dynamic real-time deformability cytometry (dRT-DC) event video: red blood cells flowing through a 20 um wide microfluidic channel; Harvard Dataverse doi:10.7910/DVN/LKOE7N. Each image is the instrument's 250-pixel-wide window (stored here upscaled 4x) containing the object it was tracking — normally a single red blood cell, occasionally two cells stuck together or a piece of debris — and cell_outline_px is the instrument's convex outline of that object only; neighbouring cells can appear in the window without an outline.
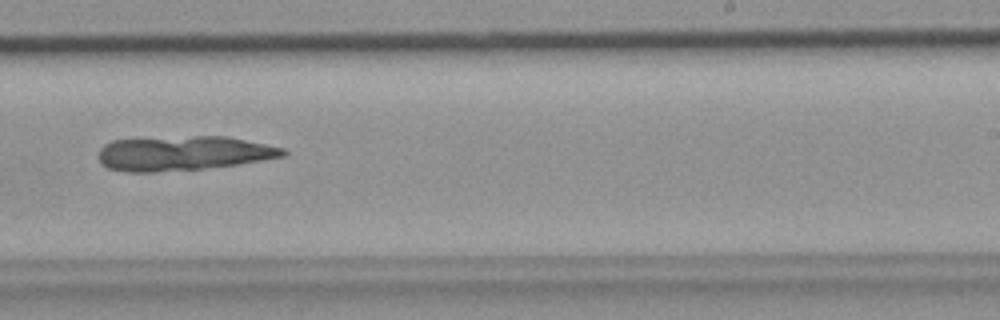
{"species": "common noctule bat (a hibernating species)", "species_latin": "Nyctalus noctula", "temperature_condition": "room temperature", "stored_images_in_passage": 48, "camera_frame_rate_fps": 3000, "um_per_image_px": 0.085, "animal": {"sex": "female", "body_mass_g": 19.9}, "frame": {"image": 1, "passage_image": 30, "time_ms": 9.667, "image_size_px": [1000, 320], "cell_outline_px": [[288, 152], [284, 156], [236, 164], [200, 168], [156, 172], [128, 172], [108, 168], [100, 164], [100, 148], [104, 144], [112, 140], [196, 136], [224, 136], [284, 148]], "centroid_in_image_um": [15.53, 13.03], "position_along_channel_um": 273.5, "area_um2": 36.53}}
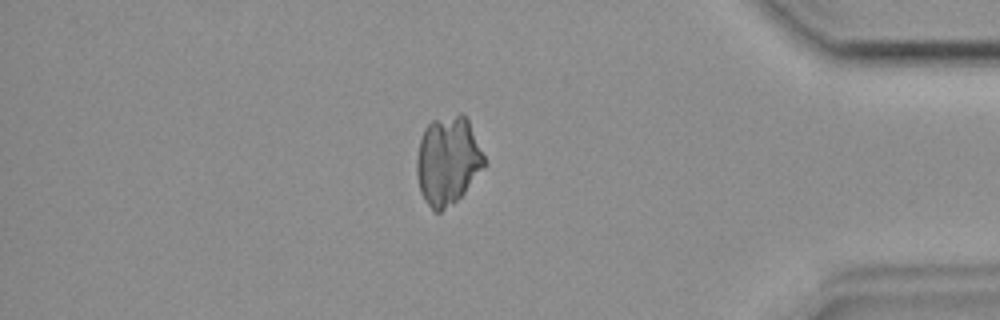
{"frame": {"image": 2, "passage_image": 41, "time_ms": 13.333, "image_size_px": [1000, 320], "cell_outline_px": [[488, 164], [464, 192], [452, 204], [440, 212], [432, 212], [424, 200], [420, 192], [416, 172], [416, 156], [420, 140], [424, 128], [432, 120], [460, 112], [468, 120]], "centroid_in_image_um": [38.05, 13.66], "position_along_channel_um": 397.1, "area_um2": 35.14}}
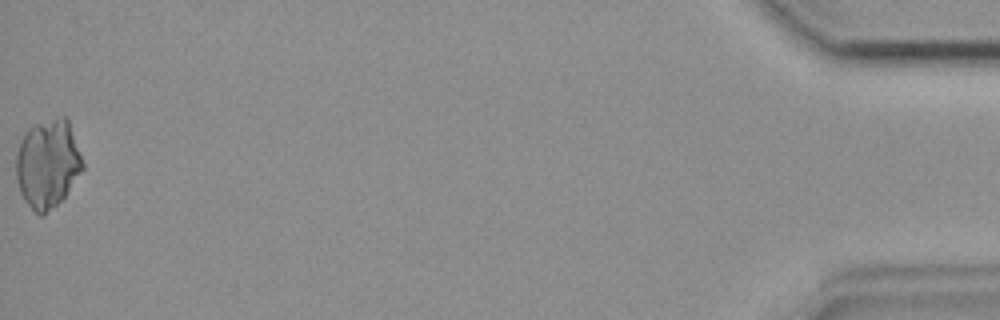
{"frame": {"image": 3, "passage_image": 48, "time_ms": 15.667, "image_size_px": [1000, 320], "cell_outline_px": [[84, 168], [64, 196], [44, 216], [40, 216], [24, 200], [20, 192], [16, 180], [16, 152], [20, 140], [24, 132], [28, 128], [36, 124], [60, 116], [64, 116], [68, 120], [84, 164]], "centroid_in_image_um": [4.03, 13.91], "position_along_channel_um": 431.2, "area_um2": 34.22}}